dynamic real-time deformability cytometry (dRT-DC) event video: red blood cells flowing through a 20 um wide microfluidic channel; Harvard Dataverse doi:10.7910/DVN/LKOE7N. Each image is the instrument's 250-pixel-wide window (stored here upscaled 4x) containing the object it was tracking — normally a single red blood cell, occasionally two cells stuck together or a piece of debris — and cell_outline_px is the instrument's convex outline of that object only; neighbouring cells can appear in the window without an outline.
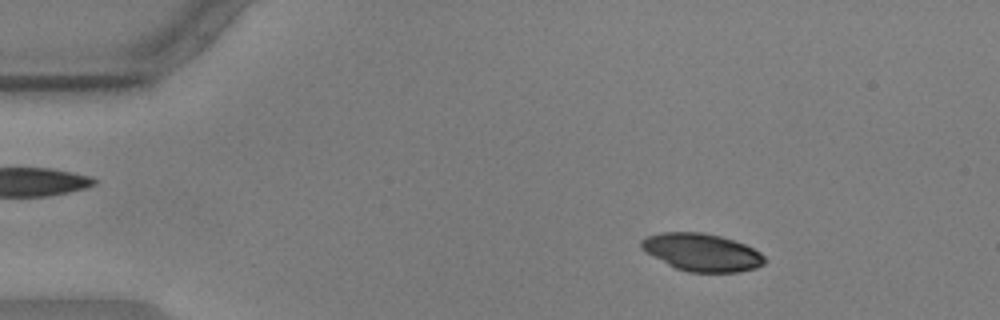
{"species": "common noctule bat (a hibernating species)", "species_latin": "Nyctalus noctula", "temperature_condition": "warm", "stored_images_in_passage": 27, "camera_frame_rate_fps": 3000, "um_per_image_px": 0.085, "animal": {"sex": "male", "body_mass_g": 17.9, "forearm_length_mm": 54.2}, "frame": {"image": 1, "passage_image": 8, "time_ms": 2.333, "image_size_px": [1000, 320], "cell_outline_px": [[768, 260], [764, 264], [756, 268], [740, 272], [688, 272], [676, 268], [644, 252], [640, 248], [640, 240], [644, 236], [660, 232], [704, 232], [720, 236], [744, 244], [760, 252]], "centroid_in_image_um": [59.63, 21.44], "position_along_channel_um": 25.4, "area_um2": 27.28}}
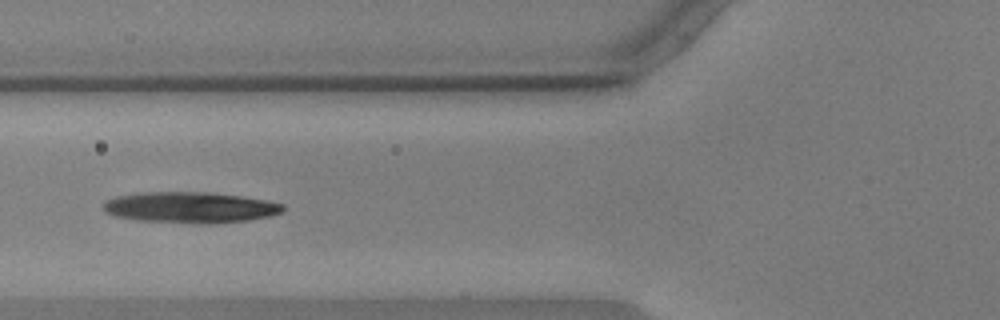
{"frame": {"image": 2, "passage_image": 21, "time_ms": 6.667, "image_size_px": [1000, 320], "cell_outline_px": [[284, 212], [268, 216], [248, 220], [208, 224], [196, 224], [136, 220], [112, 216], [104, 212], [100, 208], [108, 200], [116, 196], [144, 192], [212, 192], [268, 200], [284, 204]], "centroid_in_image_um": [16.15, 17.64], "position_along_channel_um": 109.7, "area_um2": 32.83}}
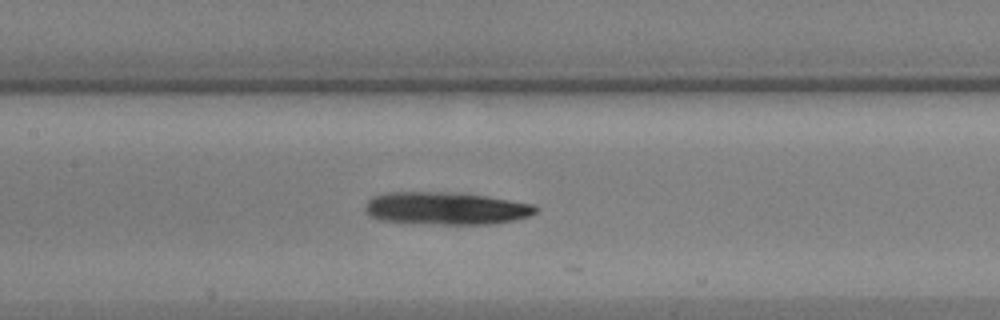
{"frame": {"image": 3, "passage_image": 26, "time_ms": 8.333, "image_size_px": [1000, 320], "cell_outline_px": [[536, 212], [532, 216], [516, 220], [492, 224], [420, 224], [380, 220], [368, 216], [364, 208], [364, 204], [372, 196], [388, 192], [456, 192], [488, 196], [536, 204]], "centroid_in_image_um": [37.9, 17.71], "position_along_channel_um": 169.5, "area_um2": 33.06}}